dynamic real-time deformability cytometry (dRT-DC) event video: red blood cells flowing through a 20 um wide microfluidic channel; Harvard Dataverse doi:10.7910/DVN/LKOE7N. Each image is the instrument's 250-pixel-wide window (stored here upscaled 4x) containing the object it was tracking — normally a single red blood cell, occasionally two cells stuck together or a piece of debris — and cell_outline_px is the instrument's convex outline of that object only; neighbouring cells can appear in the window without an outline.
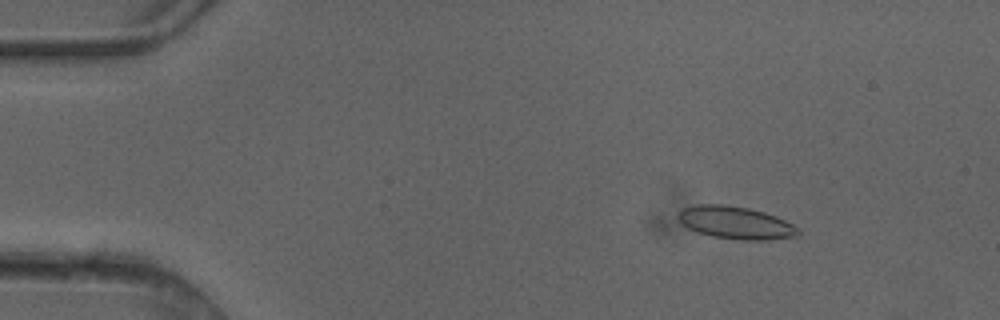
{"species": "common noctule bat (a hibernating species)", "species_latin": "Nyctalus noctula", "temperature_condition": "cold", "stored_images_in_passage": 4, "camera_frame_rate_fps": 3000, "um_per_image_px": 0.085, "animal": {"sex": "female"}, "frame": {"image": 1, "passage_image": 2, "time_ms": 0.333, "image_size_px": [1000, 320], "cell_outline_px": [[800, 232], [796, 236], [764, 240], [740, 240], [712, 236], [696, 232], [688, 228], [680, 220], [680, 212], [684, 208], [696, 204], [724, 204], [748, 208], [764, 212], [776, 216], [800, 228]], "centroid_in_image_um": [62.56, 18.93], "position_along_channel_um": 22.4, "area_um2": 22.6}}